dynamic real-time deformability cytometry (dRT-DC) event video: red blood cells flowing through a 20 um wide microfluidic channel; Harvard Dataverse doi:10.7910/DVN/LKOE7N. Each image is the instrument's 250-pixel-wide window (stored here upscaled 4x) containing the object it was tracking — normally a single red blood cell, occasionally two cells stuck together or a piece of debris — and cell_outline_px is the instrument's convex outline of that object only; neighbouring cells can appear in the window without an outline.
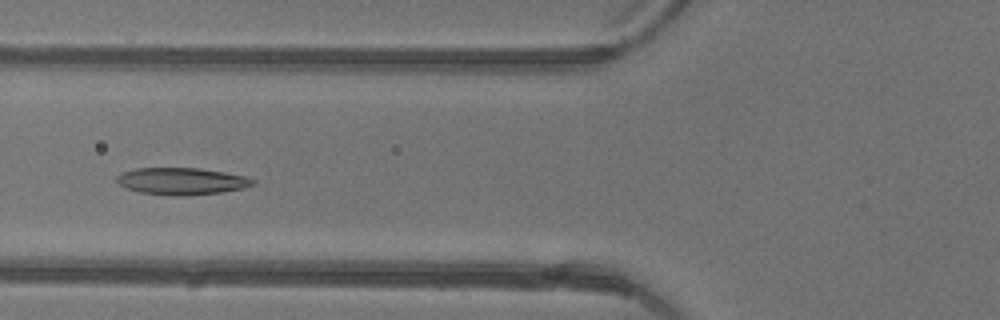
{"species": "common noctule bat (a hibernating species)", "species_latin": "Nyctalus noctula", "temperature_condition": "warm", "stored_images_in_passage": 46, "camera_frame_rate_fps": 3000, "um_per_image_px": 0.085, "animal": {"sex": "female"}, "frame": {"image": 1, "passage_image": 18, "time_ms": 5.667, "image_size_px": [1000, 320], "cell_outline_px": [[256, 184], [244, 188], [220, 192], [188, 196], [172, 196], [140, 192], [128, 188], [120, 184], [116, 180], [116, 176], [124, 172], [136, 168], [200, 168], [224, 172], [244, 176], [256, 180]], "centroid_in_image_um": [15.47, 15.4], "position_along_channel_um": 110.3, "area_um2": 21.39}}
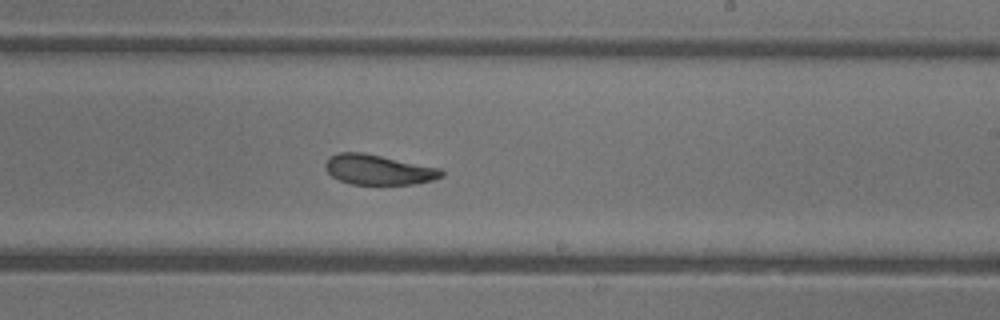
{"frame": {"image": 2, "passage_image": 28, "time_ms": 9.0, "image_size_px": [1000, 320], "cell_outline_px": [[444, 176], [432, 180], [416, 184], [352, 184], [340, 180], [332, 176], [328, 172], [324, 164], [328, 156], [340, 152], [360, 152], [440, 168], [444, 172]], "centroid_in_image_um": [32.15, 14.42], "position_along_channel_um": 256.8, "area_um2": 20.17}}
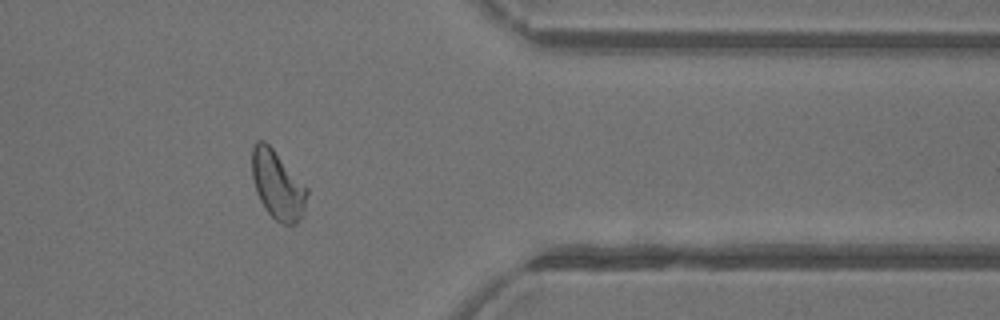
{"frame": {"image": 3, "passage_image": 38, "time_ms": 12.333, "image_size_px": [1000, 320], "cell_outline_px": [[308, 192], [304, 212], [300, 220], [296, 224], [284, 224], [276, 220], [264, 208], [256, 192], [252, 176], [252, 148], [256, 140], [264, 140], [272, 148], [308, 188]], "centroid_in_image_um": [23.59, 15.73], "position_along_channel_um": 387.8, "area_um2": 21.91}, "authors_computed_cell_mechanics": {"area_um2": 21.8484, "velocity_mm_per_s": 4.3917, "shape_relaxation_time_tau1_ms": 5.0513, "shape_relaxation_time_tau2_ms": 3.1373, "deformation_change_tau1": 0.1659, "deformation_change_tau2": 0.1019}}